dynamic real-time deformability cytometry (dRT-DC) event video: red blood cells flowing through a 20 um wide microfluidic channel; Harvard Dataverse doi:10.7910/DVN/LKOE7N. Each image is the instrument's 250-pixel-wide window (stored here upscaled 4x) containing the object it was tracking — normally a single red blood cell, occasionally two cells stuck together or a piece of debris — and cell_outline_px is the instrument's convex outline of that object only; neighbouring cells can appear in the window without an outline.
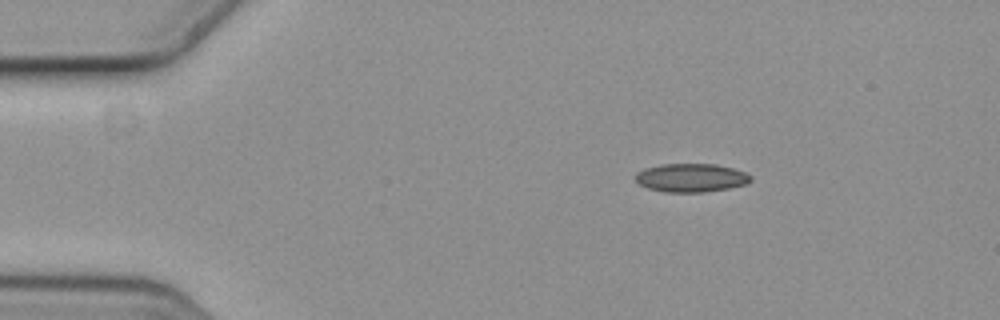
{"species": "common noctule bat (a hibernating species)", "species_latin": "Nyctalus noctula", "temperature_condition": "cold", "stored_images_in_passage": 5, "camera_frame_rate_fps": 3000, "um_per_image_px": 0.085, "animal": {"sex": "female", "body_mass_g": 19.3, "forearm_length_mm": 54.1}, "frame": {"image": 1, "passage_image": 1, "time_ms": 0.0, "image_size_px": [1000, 320], "cell_outline_px": [[752, 180], [744, 184], [728, 188], [704, 192], [664, 192], [648, 188], [640, 184], [636, 180], [636, 172], [644, 168], [660, 164], [716, 164], [748, 172], [752, 176]], "centroid_in_image_um": [58.75, 15.1], "position_along_channel_um": 26.2, "area_um2": 19.19}}
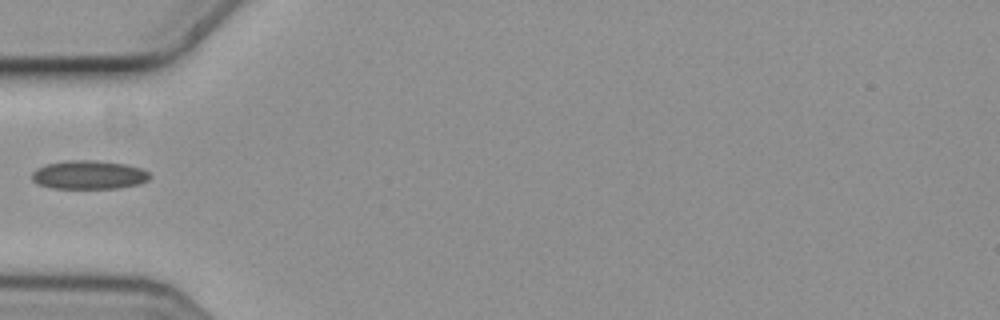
{"frame": {"image": 2, "passage_image": 4, "time_ms": 1.0, "image_size_px": [1000, 320], "cell_outline_px": [[152, 176], [148, 180], [140, 184], [120, 188], [52, 188], [36, 184], [32, 180], [32, 172], [36, 168], [48, 164], [68, 160], [96, 160], [124, 164], [140, 168], [148, 172]], "centroid_in_image_um": [7.55, 14.87], "position_along_channel_um": 77.4, "area_um2": 19.77}}
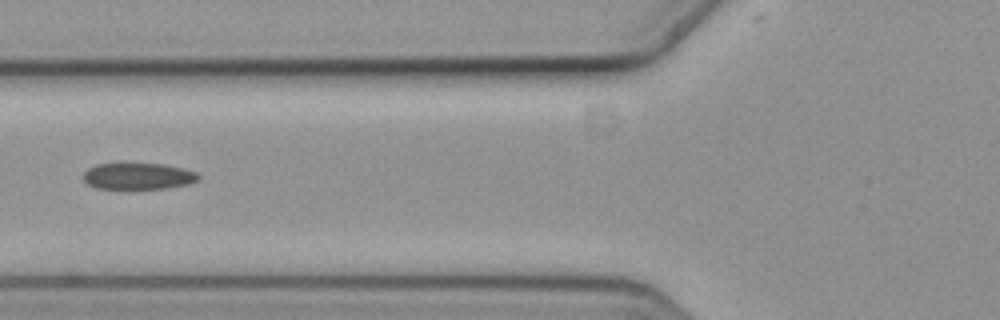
{"frame": {"image": 3, "passage_image": 5, "time_ms": 1.333, "image_size_px": [1000, 320], "cell_outline_px": [[200, 180], [188, 184], [164, 188], [96, 188], [88, 184], [84, 180], [84, 172], [88, 168], [96, 164], [164, 164], [184, 168], [196, 172], [200, 176]], "centroid_in_image_um": [11.78, 14.97], "position_along_channel_um": 114.0, "area_um2": 17.57}}